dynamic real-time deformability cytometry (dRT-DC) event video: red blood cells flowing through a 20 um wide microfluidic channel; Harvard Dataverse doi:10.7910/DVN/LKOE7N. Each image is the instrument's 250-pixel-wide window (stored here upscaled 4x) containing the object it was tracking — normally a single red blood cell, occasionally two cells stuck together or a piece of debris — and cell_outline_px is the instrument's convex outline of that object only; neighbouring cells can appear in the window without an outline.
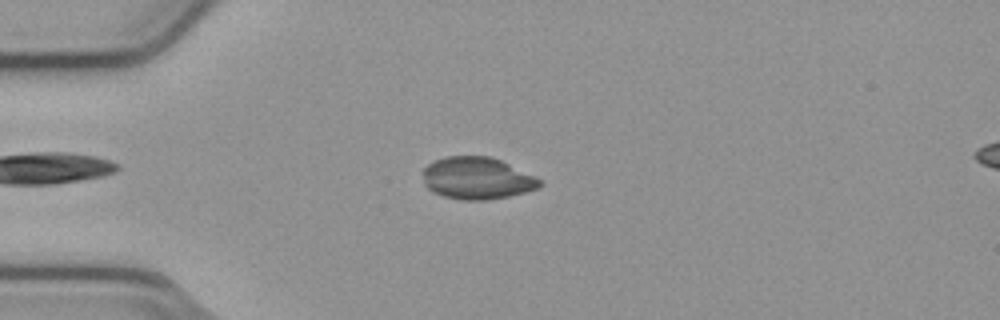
{"species": "common noctule bat (a hibernating species)", "species_latin": "Nyctalus noctula", "temperature_condition": "cold", "stored_images_in_passage": 54, "camera_frame_rate_fps": 3000, "um_per_image_px": 0.085, "animal": {"sex": "male", "body_mass_g": 23.1, "forearm_length_mm": 52.7}, "frame": {"image": 1, "passage_image": 14, "time_ms": 4.333, "image_size_px": [1000, 320], "cell_outline_px": [[544, 184], [536, 188], [524, 192], [508, 196], [488, 200], [460, 200], [444, 196], [432, 192], [424, 184], [424, 168], [432, 160], [444, 156], [492, 156], [536, 176]], "centroid_in_image_um": [40.54, 15.14], "position_along_channel_um": 44.5, "area_um2": 28.84}}
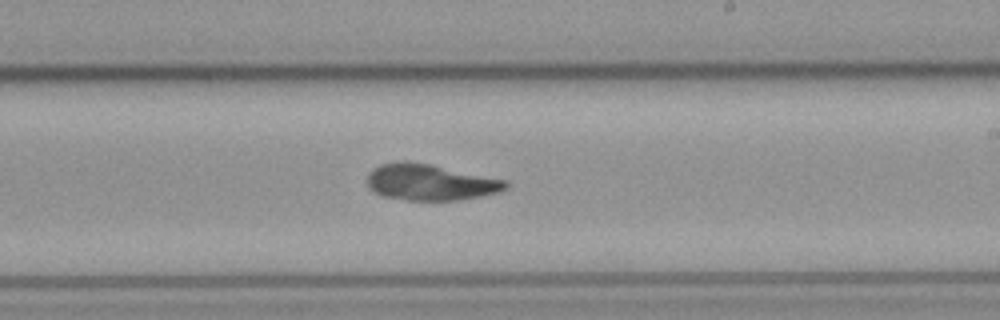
{"frame": {"image": 2, "passage_image": 32, "time_ms": 10.333, "image_size_px": [1000, 320], "cell_outline_px": [[508, 188], [500, 192], [460, 200], [408, 200], [384, 196], [372, 192], [368, 188], [368, 172], [372, 168], [380, 164], [400, 160], [408, 160], [432, 164], [508, 180]], "centroid_in_image_um": [36.56, 15.47], "position_along_channel_um": 252.4, "area_um2": 29.71}}
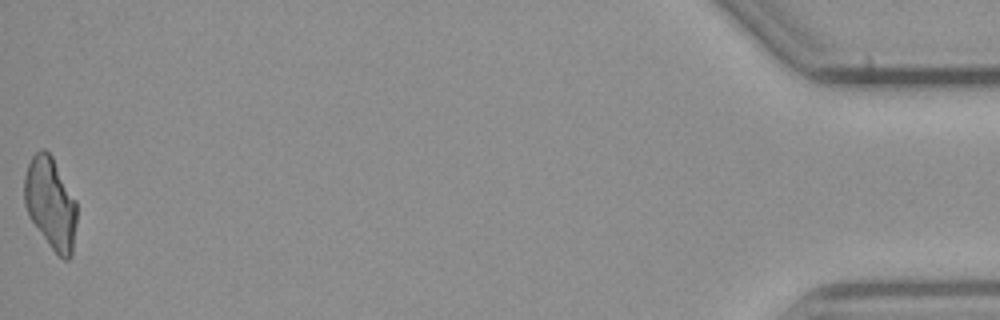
{"frame": {"image": 3, "passage_image": 54, "time_ms": 17.667, "image_size_px": [1000, 320], "cell_outline_px": [[76, 224], [72, 256], [68, 260], [64, 260], [48, 244], [28, 216], [24, 204], [24, 176], [28, 164], [32, 156], [40, 148], [44, 148], [52, 156], [76, 200]], "centroid_in_image_um": [4.29, 17.27], "position_along_channel_um": 430.9, "area_um2": 28.09}}